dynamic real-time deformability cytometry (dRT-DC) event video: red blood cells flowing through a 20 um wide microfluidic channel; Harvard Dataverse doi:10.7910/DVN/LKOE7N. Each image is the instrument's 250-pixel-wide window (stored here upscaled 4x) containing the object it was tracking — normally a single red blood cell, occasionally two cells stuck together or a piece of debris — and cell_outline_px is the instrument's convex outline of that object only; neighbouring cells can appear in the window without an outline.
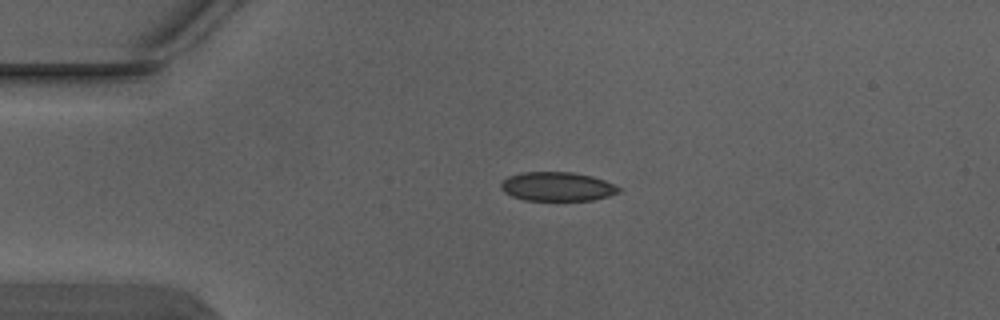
{"species": "Egyptian fruit bat (a non-hibernating species)", "species_latin": "Rousettus aegyptiacus", "temperature_condition": "warm", "stored_images_in_passage": 2, "camera_frame_rate_fps": 3000, "um_per_image_px": 0.085, "animal": {"sex": "male"}, "frame": {"image": 1, "passage_image": 1, "time_ms": 0.0, "image_size_px": [1000, 320], "cell_outline_px": [[620, 192], [608, 196], [592, 200], [524, 200], [512, 196], [504, 192], [500, 188], [500, 180], [508, 176], [520, 172], [572, 172], [592, 176], [604, 180], [620, 188]], "centroid_in_image_um": [47.31, 15.85], "position_along_channel_um": 37.7, "area_um2": 20.0}}